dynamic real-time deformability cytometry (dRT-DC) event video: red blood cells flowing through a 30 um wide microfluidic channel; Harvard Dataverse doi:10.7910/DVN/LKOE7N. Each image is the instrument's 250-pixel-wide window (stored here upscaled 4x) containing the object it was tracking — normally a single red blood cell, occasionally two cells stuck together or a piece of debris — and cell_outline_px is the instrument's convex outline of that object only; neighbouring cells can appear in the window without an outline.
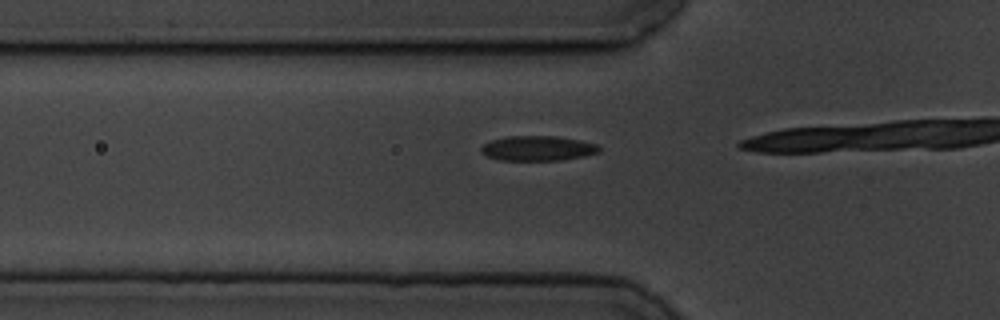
{"species": "common noctule bat (a hibernating species)", "species_latin": "Nyctalus noctula", "temperature_condition": "cold", "stored_images_in_passage": 16, "camera_frame_rate_fps": 3000, "um_per_image_px": 0.085, "animal": {"sex": "male", "body_mass_g": 19.5, "forearm_length_mm": 54.6}, "frame": {"image": 1, "passage_image": 12, "time_ms": 3.667, "image_size_px": [1000, 320], "cell_outline_px": [[600, 152], [584, 156], [560, 160], [500, 160], [488, 156], [480, 152], [480, 148], [484, 144], [492, 140], [508, 136], [556, 136], [580, 140], [596, 144], [600, 148]], "centroid_in_image_um": [45.71, 12.6], "position_along_channel_um": 80.1, "area_um2": 17.05}}
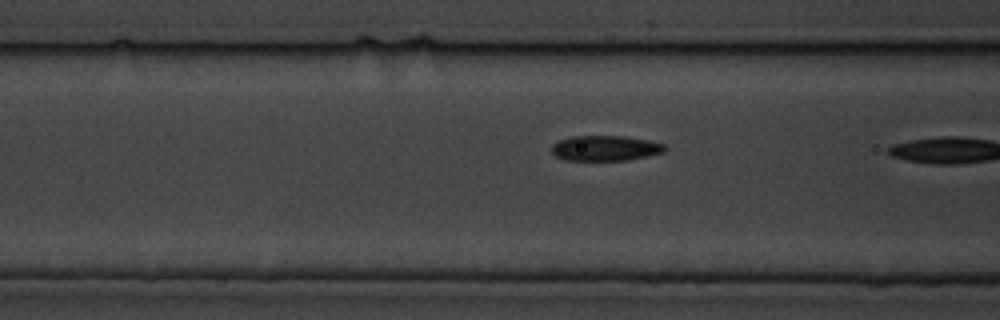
{"frame": {"image": 2, "passage_image": 15, "time_ms": 4.667, "image_size_px": [1000, 320], "cell_outline_px": [[668, 148], [664, 152], [648, 156], [628, 160], [564, 160], [556, 156], [552, 152], [552, 144], [556, 140], [572, 136], [624, 136], [648, 140], [664, 144]], "centroid_in_image_um": [51.44, 12.59], "position_along_channel_um": 115.2, "area_um2": 16.82}}